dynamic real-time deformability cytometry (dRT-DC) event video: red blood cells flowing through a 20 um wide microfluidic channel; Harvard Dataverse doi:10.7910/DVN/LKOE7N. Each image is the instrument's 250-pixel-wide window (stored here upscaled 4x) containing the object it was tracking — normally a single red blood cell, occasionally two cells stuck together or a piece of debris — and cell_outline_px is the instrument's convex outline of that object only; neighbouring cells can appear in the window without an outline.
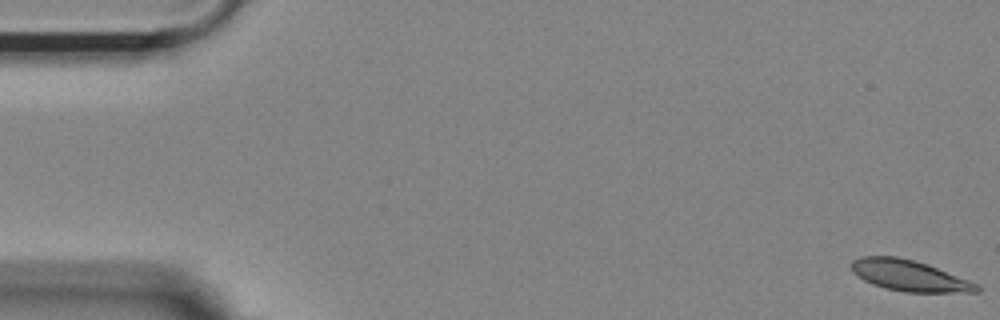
{"species": "Egyptian fruit bat (a non-hibernating species)", "species_latin": "Rousettus aegyptiacus", "temperature_condition": "room temperature", "stored_images_in_passage": 54, "camera_frame_rate_fps": 3000, "um_per_image_px": 0.085, "animal": {"sex": "female"}, "frame": {"image": 1, "passage_image": 1, "time_ms": 0.0, "image_size_px": [1000, 320], "cell_outline_px": [[980, 292], [904, 292], [884, 288], [872, 284], [864, 280], [852, 272], [852, 260], [860, 256], [896, 256], [928, 264], [980, 284]], "centroid_in_image_um": [77.31, 23.43], "position_along_channel_um": 7.7, "area_um2": 22.72}}
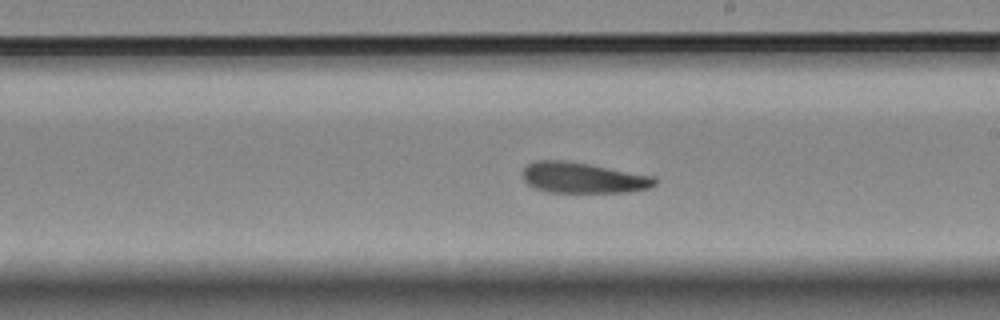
{"frame": {"image": 2, "passage_image": 31, "time_ms": 10.0, "image_size_px": [1000, 320], "cell_outline_px": [[656, 184], [648, 188], [628, 192], [544, 192], [532, 188], [524, 180], [520, 172], [528, 164], [536, 160], [564, 160], [592, 164], [656, 176]], "centroid_in_image_um": [49.53, 15.1], "position_along_channel_um": 239.5, "area_um2": 24.1}}
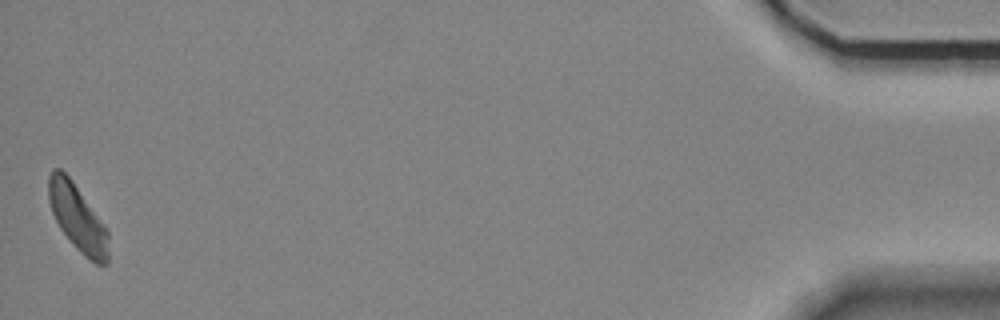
{"frame": {"image": 3, "passage_image": 54, "time_ms": 17.667, "image_size_px": [1000, 320], "cell_outline_px": [[108, 264], [96, 264], [84, 256], [72, 244], [60, 228], [52, 212], [48, 200], [48, 176], [52, 168], [60, 168], [72, 180], [104, 224], [108, 232]], "centroid_in_image_um": [6.58, 18.51], "position_along_channel_um": 428.6, "area_um2": 23.18}, "authors_computed_cell_mechanics": {"area_um2": 24.0448, "velocity_mm_per_s": 3.6607, "shape_relaxation_time_tau1_ms": 5.5922, "shape_relaxation_time_tau2_ms": 3.7887, "deformation_change_tau1": 0.1537, "deformation_change_tau2": 0.1189}}